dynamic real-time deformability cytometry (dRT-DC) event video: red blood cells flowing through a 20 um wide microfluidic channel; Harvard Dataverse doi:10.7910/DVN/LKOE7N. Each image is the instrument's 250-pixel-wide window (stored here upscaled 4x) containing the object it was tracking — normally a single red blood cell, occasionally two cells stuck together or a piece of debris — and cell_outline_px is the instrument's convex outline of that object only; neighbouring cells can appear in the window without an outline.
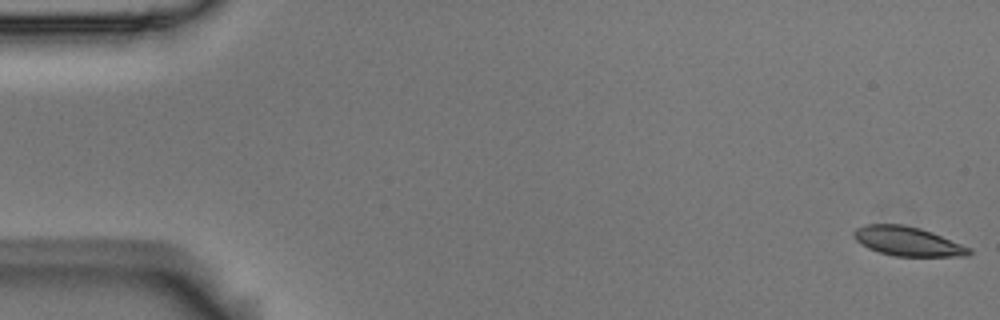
{"species": "Egyptian fruit bat (a non-hibernating species)", "species_latin": "Rousettus aegyptiacus", "temperature_condition": "room temperature", "stored_images_in_passage": 6, "camera_frame_rate_fps": 3000, "um_per_image_px": 0.085, "animal": {"sex": "male"}, "frame": {"image": 1, "passage_image": 1, "time_ms": 0.0, "image_size_px": [1000, 320], "cell_outline_px": [[972, 252], [968, 256], [892, 256], [868, 248], [860, 244], [852, 236], [852, 232], [856, 228], [864, 224], [904, 224], [920, 228], [932, 232], [972, 248]], "centroid_in_image_um": [77.13, 20.5], "position_along_channel_um": 7.9, "area_um2": 19.83}}